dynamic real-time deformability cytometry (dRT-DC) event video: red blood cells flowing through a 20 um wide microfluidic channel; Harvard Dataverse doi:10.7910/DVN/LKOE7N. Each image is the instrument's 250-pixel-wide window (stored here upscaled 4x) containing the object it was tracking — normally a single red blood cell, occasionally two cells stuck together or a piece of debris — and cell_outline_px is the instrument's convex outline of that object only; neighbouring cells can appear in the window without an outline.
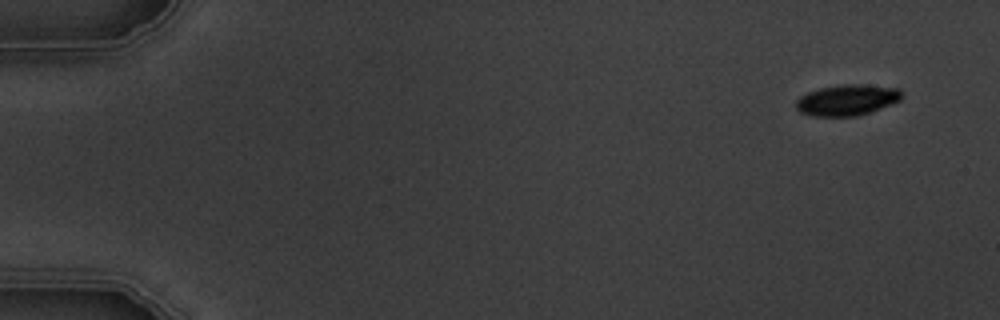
{"species": "common noctule bat (a hibernating species)", "species_latin": "Nyctalus noctula", "temperature_condition": "warm", "stored_images_in_passage": 5, "camera_frame_rate_fps": 3000, "um_per_image_px": 0.085, "animal": {"sex": "male", "body_mass_g": 19.5, "forearm_length_mm": 54.6}, "frame": {"image": 1, "passage_image": 1, "time_ms": 0.0, "image_size_px": [1000, 320], "cell_outline_px": [[900, 100], [868, 112], [856, 116], [812, 116], [800, 112], [796, 108], [796, 100], [800, 96], [808, 92], [820, 88], [844, 84], [860, 84], [896, 88], [900, 92]], "centroid_in_image_um": [71.93, 8.5], "position_along_channel_um": 13.1, "area_um2": 18.67}}
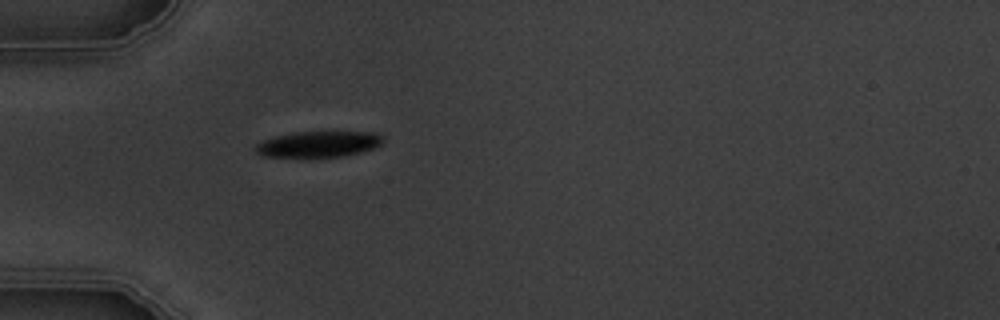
{"frame": {"image": 2, "passage_image": 5, "time_ms": 4.667, "image_size_px": [1000, 320], "cell_outline_px": [[384, 140], [380, 144], [372, 148], [360, 152], [344, 156], [304, 160], [264, 156], [256, 152], [256, 144], [264, 140], [276, 136], [292, 132], [372, 132], [384, 136]], "centroid_in_image_um": [27.02, 12.3], "position_along_channel_um": 58.0, "area_um2": 20.0}}